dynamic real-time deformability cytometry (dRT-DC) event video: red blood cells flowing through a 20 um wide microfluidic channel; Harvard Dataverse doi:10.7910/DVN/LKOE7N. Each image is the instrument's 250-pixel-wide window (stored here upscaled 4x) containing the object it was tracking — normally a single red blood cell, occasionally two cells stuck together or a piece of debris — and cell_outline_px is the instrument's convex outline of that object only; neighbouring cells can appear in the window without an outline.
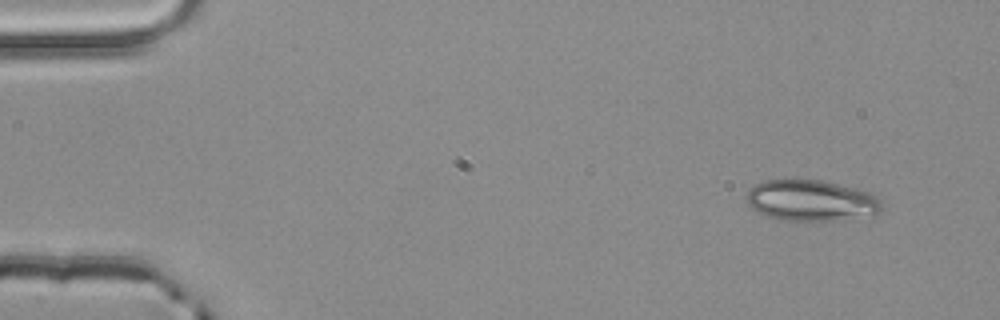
{"species": "common noctule bat (a hibernating species)", "species_latin": "Nyctalus noctula", "temperature_condition": "room temperature", "stored_images_in_passage": 3, "camera_frame_rate_fps": 3000, "um_per_image_px": 0.085, "animal": {"sex": "male", "body_mass_g": 20.4}, "frame": {"image": 1, "passage_image": 1, "time_ms": 0.0, "image_size_px": [1000, 320], "cell_outline_px": [[880, 212], [876, 216], [840, 220], [780, 220], [768, 216], [752, 208], [748, 204], [744, 196], [748, 188], [764, 180], [820, 180], [856, 188], [872, 192], [880, 200]], "centroid_in_image_um": [68.96, 17.05], "position_along_channel_um": 16.0, "area_um2": 32.6}}